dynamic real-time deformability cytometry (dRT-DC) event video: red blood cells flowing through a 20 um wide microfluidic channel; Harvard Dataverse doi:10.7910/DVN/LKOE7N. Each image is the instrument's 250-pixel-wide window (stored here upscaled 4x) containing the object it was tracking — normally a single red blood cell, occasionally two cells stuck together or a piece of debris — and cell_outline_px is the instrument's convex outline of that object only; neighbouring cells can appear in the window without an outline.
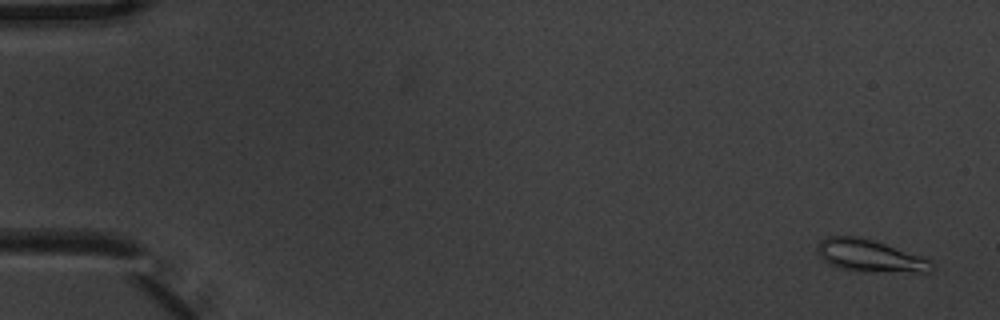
{"species": "common noctule bat (a hibernating species)", "species_latin": "Nyctalus noctula", "temperature_condition": "warm", "stored_images_in_passage": 6, "camera_frame_rate_fps": 3000, "um_per_image_px": 0.085, "animal": {"sex": "male", "body_mass_g": 20.1, "forearm_length_mm": 53.5}, "frame": {"image": 1, "passage_image": 1, "time_ms": 0.0, "image_size_px": [1000, 320], "cell_outline_px": [[936, 268], [932, 272], [856, 272], [828, 264], [816, 252], [816, 248], [820, 240], [828, 236], [856, 236], [872, 240], [920, 256], [936, 264]], "centroid_in_image_um": [73.93, 21.77], "position_along_channel_um": 11.1, "area_um2": 21.62}}
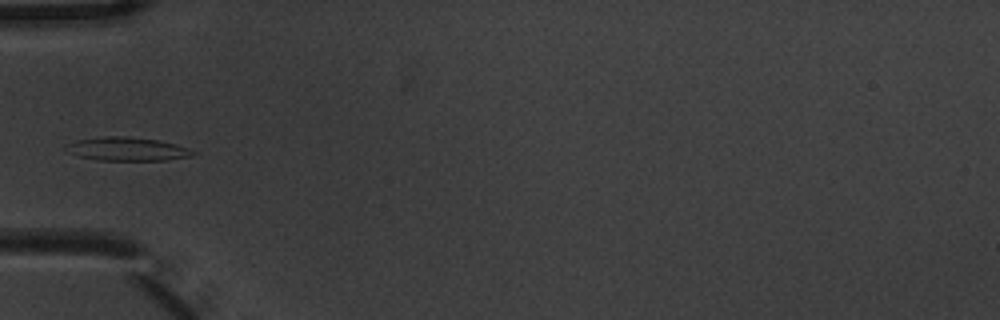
{"frame": {"image": 2, "passage_image": 6, "time_ms": 1.667, "image_size_px": [1000, 320], "cell_outline_px": [[196, 152], [192, 156], [168, 160], [100, 160], [80, 156], [64, 148], [64, 144], [76, 140], [104, 136], [124, 136], [156, 140], [176, 144], [188, 148]], "centroid_in_image_um": [10.81, 12.66], "position_along_channel_um": 74.2, "area_um2": 17.22}}